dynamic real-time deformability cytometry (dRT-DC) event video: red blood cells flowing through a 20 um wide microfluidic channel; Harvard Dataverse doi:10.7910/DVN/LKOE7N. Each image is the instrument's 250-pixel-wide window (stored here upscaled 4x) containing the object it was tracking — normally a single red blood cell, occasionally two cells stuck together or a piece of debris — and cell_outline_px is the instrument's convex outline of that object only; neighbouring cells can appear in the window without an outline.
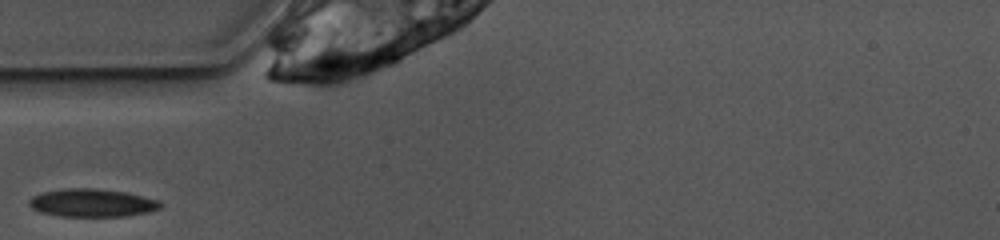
{"species": "common noctule bat (a hibernating species)", "species_latin": "Nyctalus noctula", "temperature_condition": "warm", "stored_images_in_passage": 15, "camera_frame_rate_fps": 3000, "um_per_image_px": 0.085, "animal": {"sex": "female", "body_mass_g": 10.0, "forearm_length_mm": 53.1}, "frame": {"image": 1, "passage_image": 1, "time_ms": 0.0, "image_size_px": [1000, 240], "cell_outline_px": [[164, 204], [160, 208], [148, 212], [124, 216], [60, 216], [40, 212], [32, 208], [28, 204], [28, 200], [32, 196], [44, 192], [64, 188], [96, 188], [124, 192], [144, 196], [160, 200]], "centroid_in_image_um": [7.84, 17.24], "position_along_channel_um": 77.2, "area_um2": 21.5}}
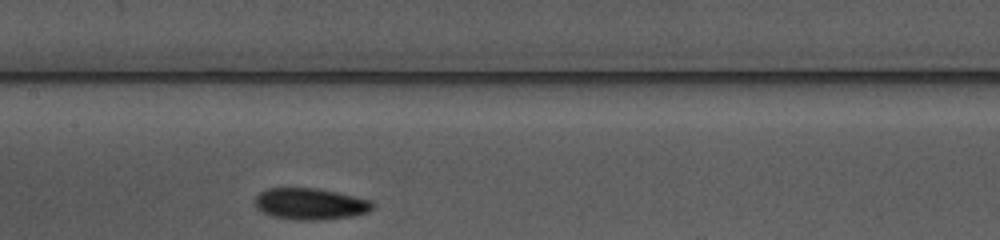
{"frame": {"image": 2, "passage_image": 9, "time_ms": 2.667, "image_size_px": [1000, 240], "cell_outline_px": [[372, 208], [368, 212], [352, 216], [320, 220], [296, 220], [272, 216], [256, 208], [252, 200], [260, 192], [268, 188], [316, 188], [336, 192], [372, 200]], "centroid_in_image_um": [26.33, 17.33], "position_along_channel_um": 181.1, "area_um2": 21.62}}
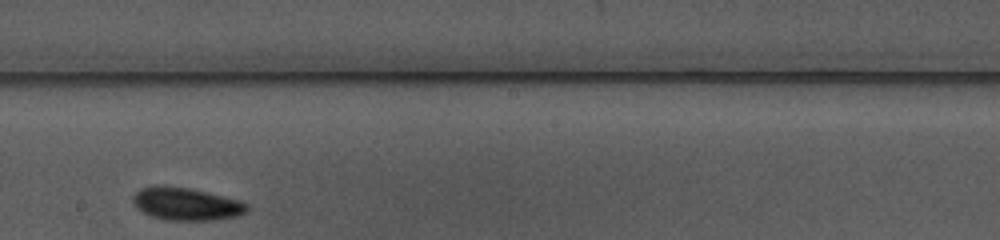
{"frame": {"image": 3, "passage_image": 13, "time_ms": 4.0, "image_size_px": [1000, 240], "cell_outline_px": [[248, 208], [244, 212], [236, 216], [216, 220], [164, 220], [152, 216], [136, 208], [132, 200], [132, 196], [140, 188], [188, 188], [240, 200], [248, 204]], "centroid_in_image_um": [15.85, 17.37], "position_along_channel_um": 232.3, "area_um2": 21.04}}